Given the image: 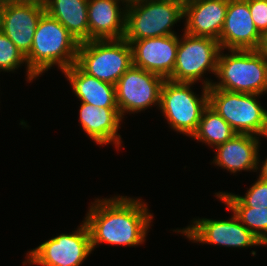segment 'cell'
I'll return each instance as SVG.
<instances>
[{
    "label": "cell",
    "mask_w": 267,
    "mask_h": 266,
    "mask_svg": "<svg viewBox=\"0 0 267 266\" xmlns=\"http://www.w3.org/2000/svg\"><path fill=\"white\" fill-rule=\"evenodd\" d=\"M139 198L96 199L85 217L92 251L102 243L135 247L145 242L153 215Z\"/></svg>",
    "instance_id": "1"
},
{
    "label": "cell",
    "mask_w": 267,
    "mask_h": 266,
    "mask_svg": "<svg viewBox=\"0 0 267 266\" xmlns=\"http://www.w3.org/2000/svg\"><path fill=\"white\" fill-rule=\"evenodd\" d=\"M80 42L55 18L46 12L41 16L29 54L26 56L28 81L52 66L63 71L76 63Z\"/></svg>",
    "instance_id": "2"
},
{
    "label": "cell",
    "mask_w": 267,
    "mask_h": 266,
    "mask_svg": "<svg viewBox=\"0 0 267 266\" xmlns=\"http://www.w3.org/2000/svg\"><path fill=\"white\" fill-rule=\"evenodd\" d=\"M220 51L214 88L231 92L259 94L267 92V61L258 50Z\"/></svg>",
    "instance_id": "3"
},
{
    "label": "cell",
    "mask_w": 267,
    "mask_h": 266,
    "mask_svg": "<svg viewBox=\"0 0 267 266\" xmlns=\"http://www.w3.org/2000/svg\"><path fill=\"white\" fill-rule=\"evenodd\" d=\"M184 19V3L177 0H140L127 4L124 39L130 44L143 38L175 35L173 25Z\"/></svg>",
    "instance_id": "4"
},
{
    "label": "cell",
    "mask_w": 267,
    "mask_h": 266,
    "mask_svg": "<svg viewBox=\"0 0 267 266\" xmlns=\"http://www.w3.org/2000/svg\"><path fill=\"white\" fill-rule=\"evenodd\" d=\"M75 64L86 74L115 85L133 64L132 47L124 38L84 41Z\"/></svg>",
    "instance_id": "5"
},
{
    "label": "cell",
    "mask_w": 267,
    "mask_h": 266,
    "mask_svg": "<svg viewBox=\"0 0 267 266\" xmlns=\"http://www.w3.org/2000/svg\"><path fill=\"white\" fill-rule=\"evenodd\" d=\"M259 94L208 88V105L238 134L267 137V110L257 101Z\"/></svg>",
    "instance_id": "6"
},
{
    "label": "cell",
    "mask_w": 267,
    "mask_h": 266,
    "mask_svg": "<svg viewBox=\"0 0 267 266\" xmlns=\"http://www.w3.org/2000/svg\"><path fill=\"white\" fill-rule=\"evenodd\" d=\"M201 97L191 90L192 84L165 80L161 88L160 110L173 130L192 136L203 110L208 106V88L214 82L204 80Z\"/></svg>",
    "instance_id": "7"
},
{
    "label": "cell",
    "mask_w": 267,
    "mask_h": 266,
    "mask_svg": "<svg viewBox=\"0 0 267 266\" xmlns=\"http://www.w3.org/2000/svg\"><path fill=\"white\" fill-rule=\"evenodd\" d=\"M179 38L174 70L168 79L173 82L195 83L206 71L216 75L221 46L211 37L194 36L186 32Z\"/></svg>",
    "instance_id": "8"
},
{
    "label": "cell",
    "mask_w": 267,
    "mask_h": 266,
    "mask_svg": "<svg viewBox=\"0 0 267 266\" xmlns=\"http://www.w3.org/2000/svg\"><path fill=\"white\" fill-rule=\"evenodd\" d=\"M72 234H60L28 252L27 262L40 266H80L92 252L84 221Z\"/></svg>",
    "instance_id": "9"
},
{
    "label": "cell",
    "mask_w": 267,
    "mask_h": 266,
    "mask_svg": "<svg viewBox=\"0 0 267 266\" xmlns=\"http://www.w3.org/2000/svg\"><path fill=\"white\" fill-rule=\"evenodd\" d=\"M164 81L161 76L132 64L115 84L116 103L122 119L126 112L137 113L152 105L160 107Z\"/></svg>",
    "instance_id": "10"
},
{
    "label": "cell",
    "mask_w": 267,
    "mask_h": 266,
    "mask_svg": "<svg viewBox=\"0 0 267 266\" xmlns=\"http://www.w3.org/2000/svg\"><path fill=\"white\" fill-rule=\"evenodd\" d=\"M233 215L228 220H212L207 218L193 220L192 225L182 230V233L192 242L215 244L225 247L246 248L263 245L260 240L248 230L239 219Z\"/></svg>",
    "instance_id": "11"
},
{
    "label": "cell",
    "mask_w": 267,
    "mask_h": 266,
    "mask_svg": "<svg viewBox=\"0 0 267 266\" xmlns=\"http://www.w3.org/2000/svg\"><path fill=\"white\" fill-rule=\"evenodd\" d=\"M262 35L256 29L248 0H228V8L218 42L225 50H258Z\"/></svg>",
    "instance_id": "12"
},
{
    "label": "cell",
    "mask_w": 267,
    "mask_h": 266,
    "mask_svg": "<svg viewBox=\"0 0 267 266\" xmlns=\"http://www.w3.org/2000/svg\"><path fill=\"white\" fill-rule=\"evenodd\" d=\"M178 44L176 34L134 40L131 43L133 65L168 80L174 70Z\"/></svg>",
    "instance_id": "13"
},
{
    "label": "cell",
    "mask_w": 267,
    "mask_h": 266,
    "mask_svg": "<svg viewBox=\"0 0 267 266\" xmlns=\"http://www.w3.org/2000/svg\"><path fill=\"white\" fill-rule=\"evenodd\" d=\"M45 7L21 1L6 3L2 32L26 57L33 43V37Z\"/></svg>",
    "instance_id": "14"
},
{
    "label": "cell",
    "mask_w": 267,
    "mask_h": 266,
    "mask_svg": "<svg viewBox=\"0 0 267 266\" xmlns=\"http://www.w3.org/2000/svg\"><path fill=\"white\" fill-rule=\"evenodd\" d=\"M126 8L124 0H88L89 40L124 38Z\"/></svg>",
    "instance_id": "15"
},
{
    "label": "cell",
    "mask_w": 267,
    "mask_h": 266,
    "mask_svg": "<svg viewBox=\"0 0 267 266\" xmlns=\"http://www.w3.org/2000/svg\"><path fill=\"white\" fill-rule=\"evenodd\" d=\"M228 0H192L184 4L186 33L219 40Z\"/></svg>",
    "instance_id": "16"
},
{
    "label": "cell",
    "mask_w": 267,
    "mask_h": 266,
    "mask_svg": "<svg viewBox=\"0 0 267 266\" xmlns=\"http://www.w3.org/2000/svg\"><path fill=\"white\" fill-rule=\"evenodd\" d=\"M213 164L230 173L257 171L260 167L259 137L236 133L230 140L215 147Z\"/></svg>",
    "instance_id": "17"
},
{
    "label": "cell",
    "mask_w": 267,
    "mask_h": 266,
    "mask_svg": "<svg viewBox=\"0 0 267 266\" xmlns=\"http://www.w3.org/2000/svg\"><path fill=\"white\" fill-rule=\"evenodd\" d=\"M79 121L85 133L97 144H115L116 148L122 143L118 134L122 117L118 107H95L81 102ZM113 142V143H112Z\"/></svg>",
    "instance_id": "18"
},
{
    "label": "cell",
    "mask_w": 267,
    "mask_h": 266,
    "mask_svg": "<svg viewBox=\"0 0 267 266\" xmlns=\"http://www.w3.org/2000/svg\"><path fill=\"white\" fill-rule=\"evenodd\" d=\"M62 73L69 80L75 96L81 102L99 108L118 107L116 103L115 85L86 74L76 64L65 68Z\"/></svg>",
    "instance_id": "19"
},
{
    "label": "cell",
    "mask_w": 267,
    "mask_h": 266,
    "mask_svg": "<svg viewBox=\"0 0 267 266\" xmlns=\"http://www.w3.org/2000/svg\"><path fill=\"white\" fill-rule=\"evenodd\" d=\"M88 0H50L45 12L57 19L80 43L89 41Z\"/></svg>",
    "instance_id": "20"
},
{
    "label": "cell",
    "mask_w": 267,
    "mask_h": 266,
    "mask_svg": "<svg viewBox=\"0 0 267 266\" xmlns=\"http://www.w3.org/2000/svg\"><path fill=\"white\" fill-rule=\"evenodd\" d=\"M216 197L231 210L239 221L250 230L264 245H267V207L254 208L245 206L232 193L218 192Z\"/></svg>",
    "instance_id": "21"
},
{
    "label": "cell",
    "mask_w": 267,
    "mask_h": 266,
    "mask_svg": "<svg viewBox=\"0 0 267 266\" xmlns=\"http://www.w3.org/2000/svg\"><path fill=\"white\" fill-rule=\"evenodd\" d=\"M236 132L209 105L203 110L196 131L191 137L214 148L230 140Z\"/></svg>",
    "instance_id": "22"
},
{
    "label": "cell",
    "mask_w": 267,
    "mask_h": 266,
    "mask_svg": "<svg viewBox=\"0 0 267 266\" xmlns=\"http://www.w3.org/2000/svg\"><path fill=\"white\" fill-rule=\"evenodd\" d=\"M27 64L26 57L16 45L0 31V71H14L21 64Z\"/></svg>",
    "instance_id": "23"
},
{
    "label": "cell",
    "mask_w": 267,
    "mask_h": 266,
    "mask_svg": "<svg viewBox=\"0 0 267 266\" xmlns=\"http://www.w3.org/2000/svg\"><path fill=\"white\" fill-rule=\"evenodd\" d=\"M258 180L247 190L245 196H235L248 207L266 208L267 207V181Z\"/></svg>",
    "instance_id": "24"
},
{
    "label": "cell",
    "mask_w": 267,
    "mask_h": 266,
    "mask_svg": "<svg viewBox=\"0 0 267 266\" xmlns=\"http://www.w3.org/2000/svg\"><path fill=\"white\" fill-rule=\"evenodd\" d=\"M249 10L256 29L261 35L267 33V0H248Z\"/></svg>",
    "instance_id": "25"
},
{
    "label": "cell",
    "mask_w": 267,
    "mask_h": 266,
    "mask_svg": "<svg viewBox=\"0 0 267 266\" xmlns=\"http://www.w3.org/2000/svg\"><path fill=\"white\" fill-rule=\"evenodd\" d=\"M258 51L262 54L263 58L267 61V33L262 35V40Z\"/></svg>",
    "instance_id": "26"
},
{
    "label": "cell",
    "mask_w": 267,
    "mask_h": 266,
    "mask_svg": "<svg viewBox=\"0 0 267 266\" xmlns=\"http://www.w3.org/2000/svg\"><path fill=\"white\" fill-rule=\"evenodd\" d=\"M262 166L260 167V174H259V179L267 181V158L265 159L264 162H262Z\"/></svg>",
    "instance_id": "27"
},
{
    "label": "cell",
    "mask_w": 267,
    "mask_h": 266,
    "mask_svg": "<svg viewBox=\"0 0 267 266\" xmlns=\"http://www.w3.org/2000/svg\"><path fill=\"white\" fill-rule=\"evenodd\" d=\"M21 2L25 3H34V4H39L45 7V5L50 1V0H19Z\"/></svg>",
    "instance_id": "28"
},
{
    "label": "cell",
    "mask_w": 267,
    "mask_h": 266,
    "mask_svg": "<svg viewBox=\"0 0 267 266\" xmlns=\"http://www.w3.org/2000/svg\"><path fill=\"white\" fill-rule=\"evenodd\" d=\"M5 6H6L5 3L0 2V31H2V27H3V15L5 11Z\"/></svg>",
    "instance_id": "29"
},
{
    "label": "cell",
    "mask_w": 267,
    "mask_h": 266,
    "mask_svg": "<svg viewBox=\"0 0 267 266\" xmlns=\"http://www.w3.org/2000/svg\"><path fill=\"white\" fill-rule=\"evenodd\" d=\"M19 0H0V2H3V3H11V2H17Z\"/></svg>",
    "instance_id": "30"
},
{
    "label": "cell",
    "mask_w": 267,
    "mask_h": 266,
    "mask_svg": "<svg viewBox=\"0 0 267 266\" xmlns=\"http://www.w3.org/2000/svg\"><path fill=\"white\" fill-rule=\"evenodd\" d=\"M126 2V4H130V3H133V2H136V1H140V0H124Z\"/></svg>",
    "instance_id": "31"
},
{
    "label": "cell",
    "mask_w": 267,
    "mask_h": 266,
    "mask_svg": "<svg viewBox=\"0 0 267 266\" xmlns=\"http://www.w3.org/2000/svg\"><path fill=\"white\" fill-rule=\"evenodd\" d=\"M177 1H180V2L185 4L186 2H189V1H192V0H177Z\"/></svg>",
    "instance_id": "32"
}]
</instances>
